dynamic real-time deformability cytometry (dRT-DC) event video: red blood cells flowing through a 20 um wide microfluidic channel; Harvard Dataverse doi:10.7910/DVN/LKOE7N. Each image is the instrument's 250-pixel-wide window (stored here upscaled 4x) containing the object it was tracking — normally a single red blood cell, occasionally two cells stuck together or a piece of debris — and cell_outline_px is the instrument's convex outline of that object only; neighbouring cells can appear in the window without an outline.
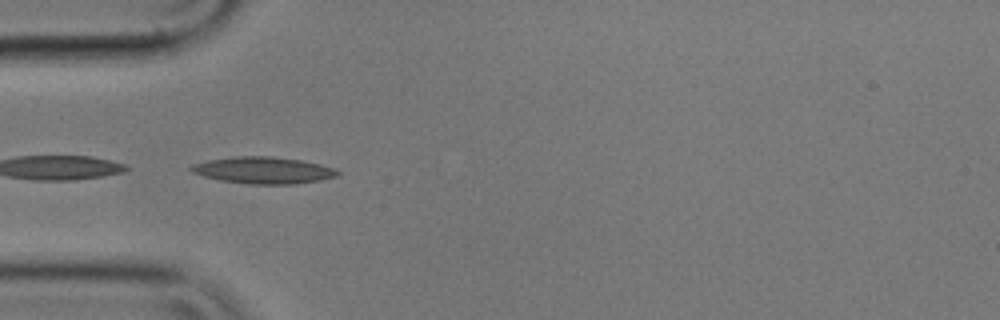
{"species": "common noctule bat (a hibernating species)", "species_latin": "Nyctalus noctula", "temperature_condition": "cold", "stored_images_in_passage": 6, "camera_frame_rate_fps": 3000, "um_per_image_px": 0.085, "animal": {"sex": "male", "body_mass_g": 17.9}, "frame": {"image": 1, "passage_image": 5, "time_ms": 1.333, "image_size_px": [1000, 320], "cell_outline_px": [[340, 172], [336, 176], [320, 180], [296, 184], [248, 184], [220, 180], [204, 176], [192, 172], [188, 168], [192, 164], [208, 160], [232, 156], [272, 156], [304, 160], [320, 164], [332, 168]], "centroid_in_image_um": [22.36, 14.46], "position_along_channel_um": 62.6, "area_um2": 22.89}}